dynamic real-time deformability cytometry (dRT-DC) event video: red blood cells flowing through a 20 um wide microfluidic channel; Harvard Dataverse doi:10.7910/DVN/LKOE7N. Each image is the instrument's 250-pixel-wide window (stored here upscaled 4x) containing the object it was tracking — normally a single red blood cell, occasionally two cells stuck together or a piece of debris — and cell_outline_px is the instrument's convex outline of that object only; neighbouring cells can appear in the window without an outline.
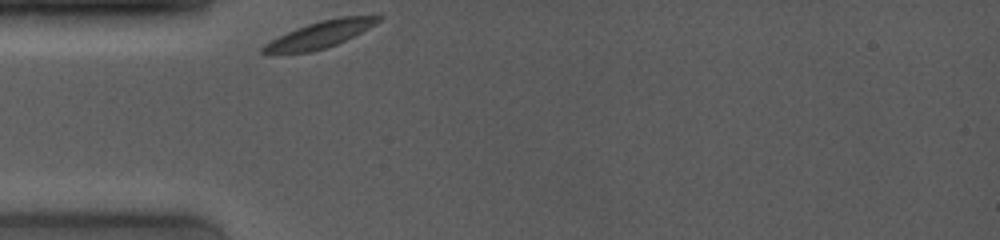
{"species": "common noctule bat (a hibernating species)", "species_latin": "Nyctalus noctula", "temperature_condition": "room temperature", "stored_images_in_passage": 23, "camera_frame_rate_fps": 4000, "um_per_image_px": 0.085, "animal": {"sex": "female", "body_mass_g": 19.0, "forearm_length_mm": 53.3}, "frame": {"image": 1, "passage_image": 1, "time_ms": 0.0, "image_size_px": [1000, 240], "cell_outline_px": [[384, 16], [376, 24], [336, 44], [312, 52], [260, 52], [260, 48], [264, 44], [296, 28], [320, 20], [340, 16]], "centroid_in_image_um": [27.22, 2.91], "position_along_channel_um": 57.8, "area_um2": 17.34}}
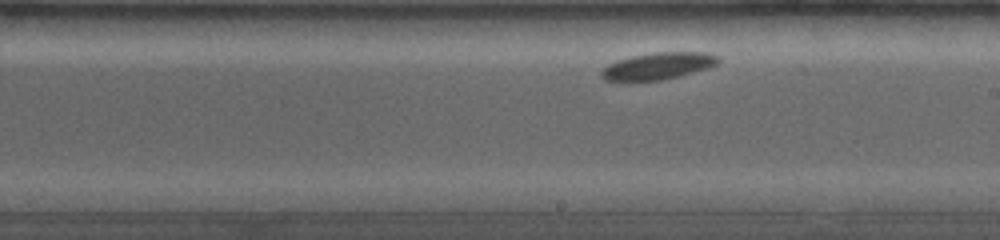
{"frame": {"image": 2, "passage_image": 16, "time_ms": 5.0, "image_size_px": [1000, 240], "cell_outline_px": [[720, 60], [716, 64], [708, 68], [660, 80], [604, 80], [600, 76], [600, 72], [608, 64], [616, 60], [632, 56], [656, 52], [708, 52], [716, 56]], "centroid_in_image_um": [55.91, 5.59], "position_along_channel_um": 233.1, "area_um2": 17.98}}
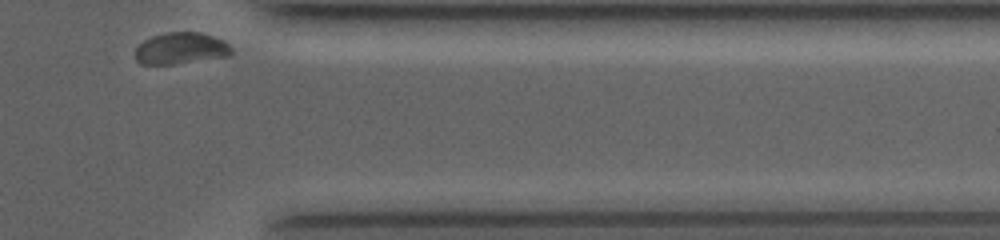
{"frame": {"image": 3, "passage_image": 23, "time_ms": 9.5, "image_size_px": [1000, 240], "cell_outline_px": [[232, 52], [228, 56], [172, 64], [140, 64], [136, 60], [136, 48], [144, 40], [152, 36], [168, 32], [200, 32], [224, 40], [232, 48]], "centroid_in_image_um": [15.37, 4.1], "position_along_channel_um": 396.0, "area_um2": 17.57}, "authors_computed_cell_mechanics": {"area_um2": 18.0914, "velocity_mm_per_s": 3.5911, "shape_relaxation_time_tau1_ms": 0.5698, "shape_relaxation_time_tau2_ms": null, "deformation_change_tau1": 0.0535, "deformation_change_tau2": null}}